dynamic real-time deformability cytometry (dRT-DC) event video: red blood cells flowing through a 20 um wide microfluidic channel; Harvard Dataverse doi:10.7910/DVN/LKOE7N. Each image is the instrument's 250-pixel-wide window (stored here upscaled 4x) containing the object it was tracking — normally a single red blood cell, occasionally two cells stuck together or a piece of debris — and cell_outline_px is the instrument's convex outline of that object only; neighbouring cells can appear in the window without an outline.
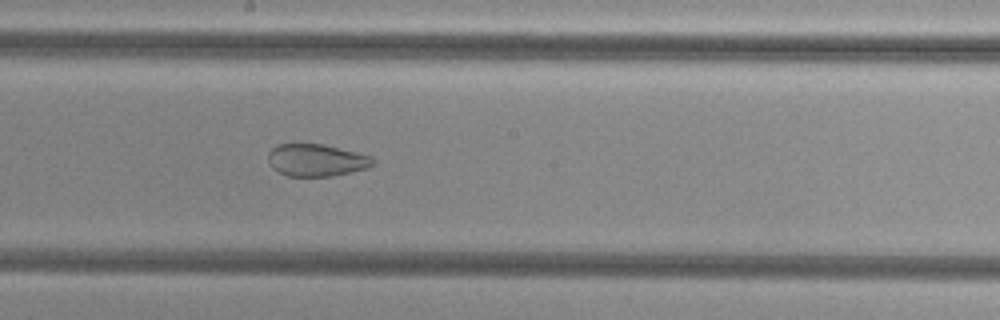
{"species": "common noctule bat (a hibernating species)", "species_latin": "Nyctalus noctula", "temperature_condition": "cold", "stored_images_in_passage": 45, "camera_frame_rate_fps": 3000, "um_per_image_px": 0.085, "animal": {"sex": "female", "body_mass_g": 29.2, "forearm_length_mm": 56.3}, "frame": {"image": 1, "passage_image": 20, "time_ms": 6.333, "image_size_px": [1000, 320], "cell_outline_px": [[376, 160], [368, 168], [332, 176], [288, 176], [272, 168], [268, 164], [268, 152], [276, 144], [324, 144], [372, 156]], "centroid_in_image_um": [26.88, 13.61], "position_along_channel_um": 221.3, "area_um2": 19.77}}
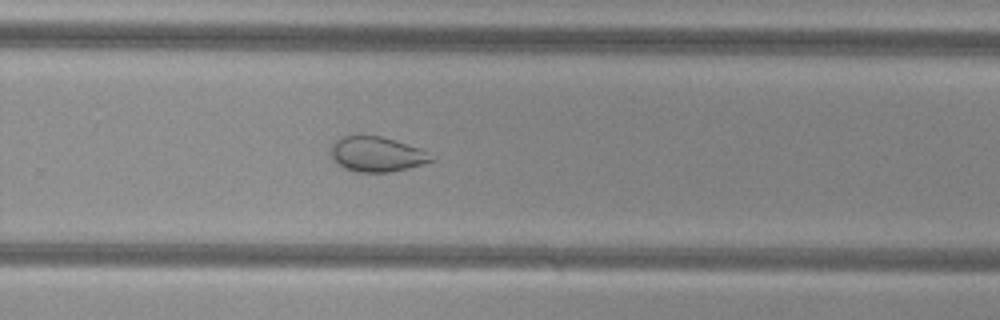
{"frame": {"image": 2, "passage_image": 26, "time_ms": 8.333, "image_size_px": [1000, 320], "cell_outline_px": [[436, 160], [408, 168], [388, 172], [360, 172], [344, 168], [328, 152], [332, 144], [336, 140], [344, 136], [380, 136], [420, 148], [436, 156]], "centroid_in_image_um": [32.06, 13.11], "position_along_channel_um": 297.7, "area_um2": 20.35}}